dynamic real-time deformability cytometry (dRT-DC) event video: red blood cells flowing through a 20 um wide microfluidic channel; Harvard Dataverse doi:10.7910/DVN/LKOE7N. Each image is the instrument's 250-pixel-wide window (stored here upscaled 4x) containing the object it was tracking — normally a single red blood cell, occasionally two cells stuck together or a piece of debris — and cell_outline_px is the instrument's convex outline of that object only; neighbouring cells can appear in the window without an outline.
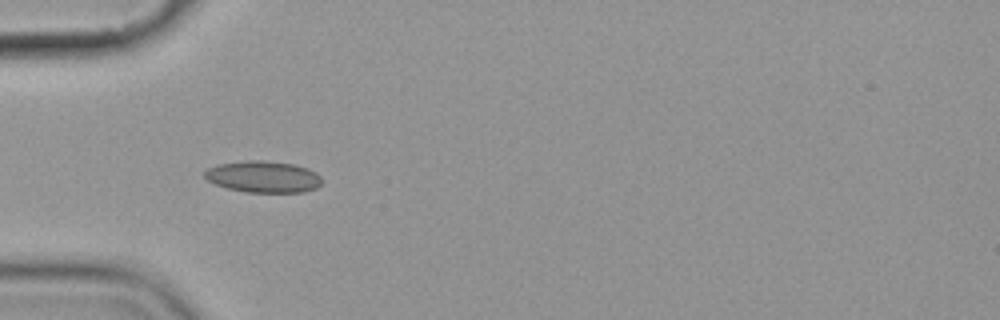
{"species": "common noctule bat (a hibernating species)", "species_latin": "Nyctalus noctula", "temperature_condition": "cold", "stored_images_in_passage": 7, "camera_frame_rate_fps": 3000, "um_per_image_px": 0.085, "animal": {"sex": "female", "body_mass_g": 19.9}, "frame": {"image": 1, "passage_image": 6, "time_ms": 6.0, "image_size_px": [1000, 320], "cell_outline_px": [[320, 184], [316, 188], [304, 192], [248, 192], [228, 188], [216, 184], [208, 180], [204, 176], [204, 172], [208, 168], [216, 164], [248, 160], [264, 160], [292, 164], [308, 168], [316, 172], [320, 176]], "centroid_in_image_um": [22.37, 15.01], "position_along_channel_um": 62.6, "area_um2": 21.5}}
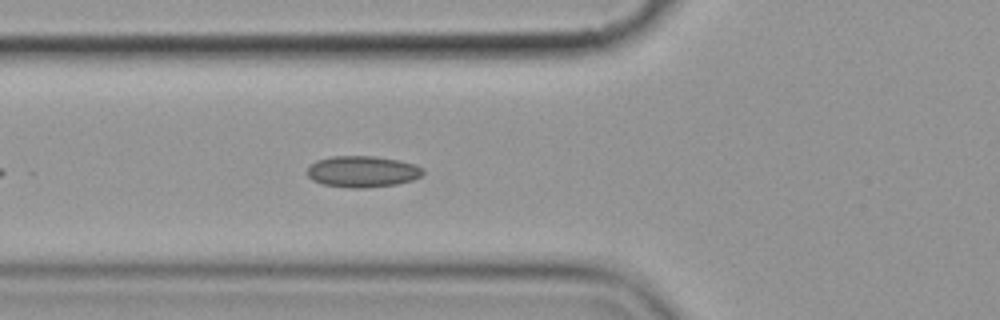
{"frame": {"image": 2, "passage_image": 7, "time_ms": 7.0, "image_size_px": [1000, 320], "cell_outline_px": [[424, 172], [420, 176], [412, 180], [396, 184], [364, 188], [348, 188], [324, 184], [312, 180], [308, 176], [308, 168], [316, 160], [332, 156], [376, 156], [400, 160], [416, 164], [424, 168]], "centroid_in_image_um": [30.83, 14.57], "position_along_channel_um": 95.0, "area_um2": 21.21}}